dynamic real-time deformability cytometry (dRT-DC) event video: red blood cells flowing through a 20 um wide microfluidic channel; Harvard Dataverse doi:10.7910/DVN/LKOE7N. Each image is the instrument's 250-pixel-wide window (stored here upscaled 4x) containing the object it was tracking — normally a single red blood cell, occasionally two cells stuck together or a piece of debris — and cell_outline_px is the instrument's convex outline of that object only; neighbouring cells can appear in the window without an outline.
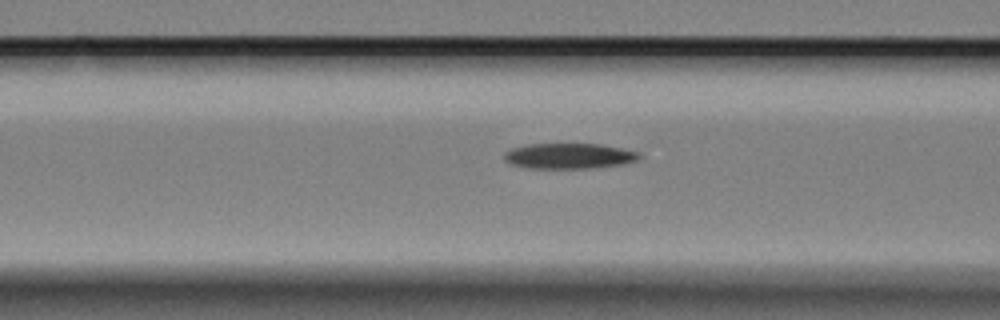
{"species": "Egyptian fruit bat (a non-hibernating species)", "species_latin": "Rousettus aegyptiacus", "temperature_condition": "cold", "stored_images_in_passage": 13, "camera_frame_rate_fps": 3000, "um_per_image_px": 0.085, "animal": {"sex": "female"}, "frame": {"image": 1, "passage_image": 11, "time_ms": 3.333, "image_size_px": [1000, 320], "cell_outline_px": [[644, 156], [640, 160], [624, 164], [592, 168], [528, 168], [508, 164], [504, 160], [504, 152], [512, 148], [524, 144], [600, 144], [640, 152]], "centroid_in_image_um": [48.38, 13.26], "position_along_channel_um": 118.2, "area_um2": 20.4}}